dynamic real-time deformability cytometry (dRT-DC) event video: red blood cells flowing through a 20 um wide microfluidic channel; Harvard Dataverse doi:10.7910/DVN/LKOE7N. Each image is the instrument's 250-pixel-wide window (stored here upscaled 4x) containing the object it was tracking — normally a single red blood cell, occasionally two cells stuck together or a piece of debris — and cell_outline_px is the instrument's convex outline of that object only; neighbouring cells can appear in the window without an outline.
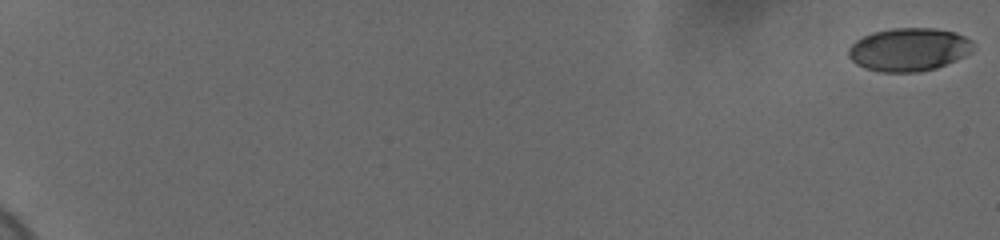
{"species": "human", "species_latin": "Homo sapiens", "temperature_condition": "cold", "stored_images_in_passage": 60, "camera_frame_rate_fps": 3000, "um_per_image_px": 0.085, "donor": {"sex": "female"}, "frame": {"image": 1, "passage_image": 1, "time_ms": 0.0, "image_size_px": [1000, 240], "cell_outline_px": [[972, 52], [956, 60], [936, 68], [916, 72], [880, 72], [864, 68], [856, 64], [848, 56], [848, 48], [856, 40], [872, 32], [892, 28], [936, 28], [956, 32], [972, 40]], "centroid_in_image_um": [77.25, 4.2], "position_along_channel_um": 7.8, "area_um2": 31.5}}
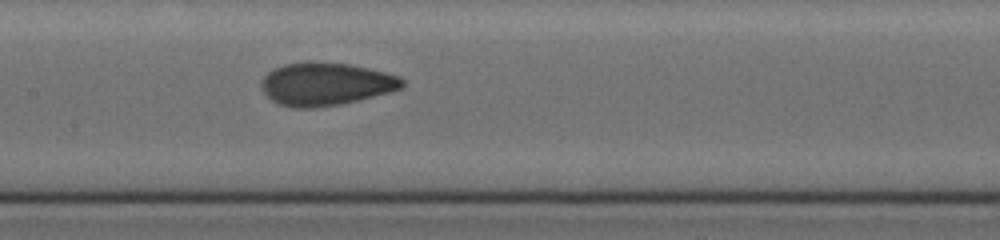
{"frame": {"image": 2, "passage_image": 34, "time_ms": 11.0, "image_size_px": [1000, 240], "cell_outline_px": [[404, 84], [400, 88], [388, 92], [340, 104], [316, 108], [296, 108], [280, 104], [272, 100], [264, 92], [260, 84], [264, 76], [268, 72], [284, 64], [308, 60], [316, 60], [348, 64], [368, 68], [400, 76], [404, 80]], "centroid_in_image_um": [27.66, 7.12], "position_along_channel_um": 179.7, "area_um2": 35.2}}
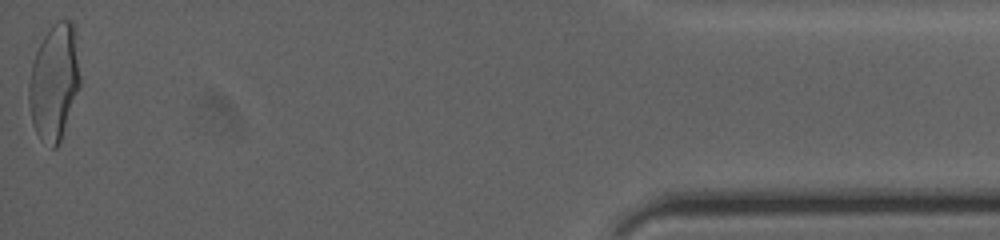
{"frame": {"image": 3, "passage_image": 60, "time_ms": 19.667, "image_size_px": [1000, 240], "cell_outline_px": [[80, 84], [60, 140], [56, 148], [52, 148], [40, 140], [32, 124], [28, 100], [28, 84], [32, 64], [36, 52], [48, 28], [56, 20], [72, 20], [76, 32], [80, 76]], "centroid_in_image_um": [4.6, 6.94], "position_along_channel_um": 430.6, "area_um2": 34.68}, "authors_computed_cell_mechanics": {"area_um2": 33.2061, "velocity_mm_per_s": 3.6984, "shape_relaxation_time_tau1_ms": 8.6351, "shape_relaxation_time_tau2_ms": 1.1443, "deformation_change_tau1": 0.2095, "deformation_change_tau2": 0.062}}